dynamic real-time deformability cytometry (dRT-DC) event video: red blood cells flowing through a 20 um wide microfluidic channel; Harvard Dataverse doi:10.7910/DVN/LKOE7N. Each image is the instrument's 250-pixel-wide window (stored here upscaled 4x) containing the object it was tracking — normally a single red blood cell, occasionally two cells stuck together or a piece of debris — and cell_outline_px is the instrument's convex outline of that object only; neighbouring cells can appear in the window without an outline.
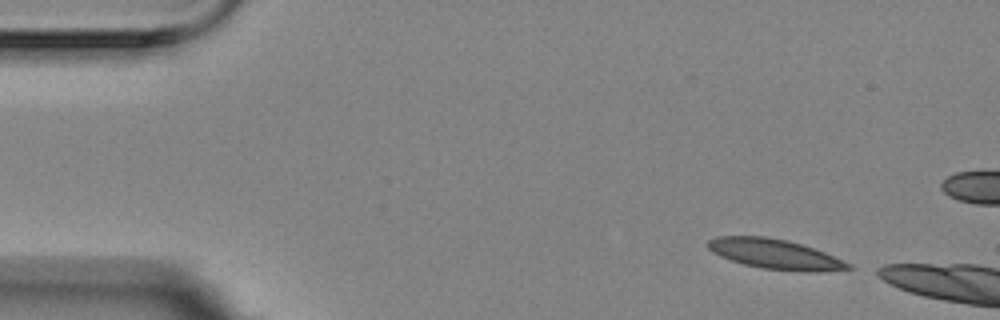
{"species": "Egyptian fruit bat (a non-hibernating species)", "species_latin": "Rousettus aegyptiacus", "temperature_condition": "room temperature", "stored_images_in_passage": 3, "camera_frame_rate_fps": 3000, "um_per_image_px": 0.085, "animal": {"sex": "female"}, "frame": {"image": 1, "passage_image": 1, "time_ms": 0.0, "image_size_px": [1000, 320], "cell_outline_px": [[852, 268], [816, 272], [808, 272], [764, 268], [744, 264], [720, 256], [712, 252], [708, 248], [708, 240], [716, 236], [764, 236], [788, 240], [824, 252], [852, 264]], "centroid_in_image_um": [65.86, 21.59], "position_along_channel_um": 19.1, "area_um2": 24.16}}